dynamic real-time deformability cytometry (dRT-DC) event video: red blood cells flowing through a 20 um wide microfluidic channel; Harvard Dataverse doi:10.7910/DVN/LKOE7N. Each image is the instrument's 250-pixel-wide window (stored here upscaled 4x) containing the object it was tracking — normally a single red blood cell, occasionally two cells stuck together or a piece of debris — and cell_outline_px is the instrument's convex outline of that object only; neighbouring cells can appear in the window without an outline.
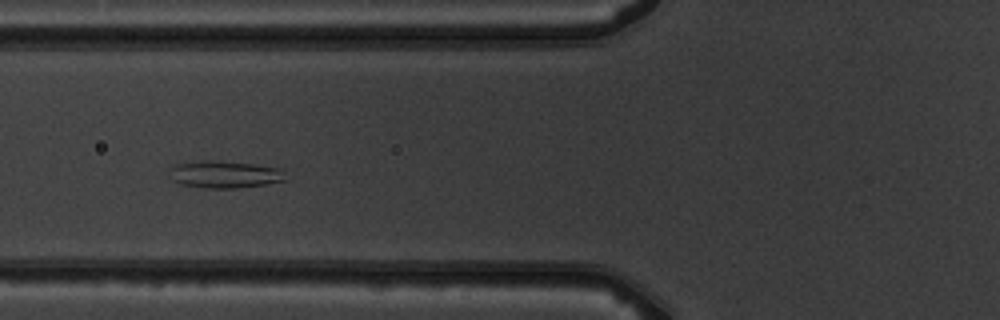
{"species": "common noctule bat (a hibernating species)", "species_latin": "Nyctalus noctula", "temperature_condition": "warm", "stored_images_in_passage": 8, "camera_frame_rate_fps": 3000, "um_per_image_px": 0.085, "animal": {"sex": "male", "body_mass_g": 19.5, "forearm_length_mm": 54.6}, "frame": {"image": 1, "passage_image": 6, "time_ms": 5.667, "image_size_px": [1000, 320], "cell_outline_px": [[288, 180], [264, 184], [236, 188], [208, 188], [180, 184], [172, 180], [172, 168], [176, 164], [204, 160], [212, 160], [252, 164], [280, 168]], "centroid_in_image_um": [19.12, 14.83], "position_along_channel_um": 106.7, "area_um2": 18.09}}